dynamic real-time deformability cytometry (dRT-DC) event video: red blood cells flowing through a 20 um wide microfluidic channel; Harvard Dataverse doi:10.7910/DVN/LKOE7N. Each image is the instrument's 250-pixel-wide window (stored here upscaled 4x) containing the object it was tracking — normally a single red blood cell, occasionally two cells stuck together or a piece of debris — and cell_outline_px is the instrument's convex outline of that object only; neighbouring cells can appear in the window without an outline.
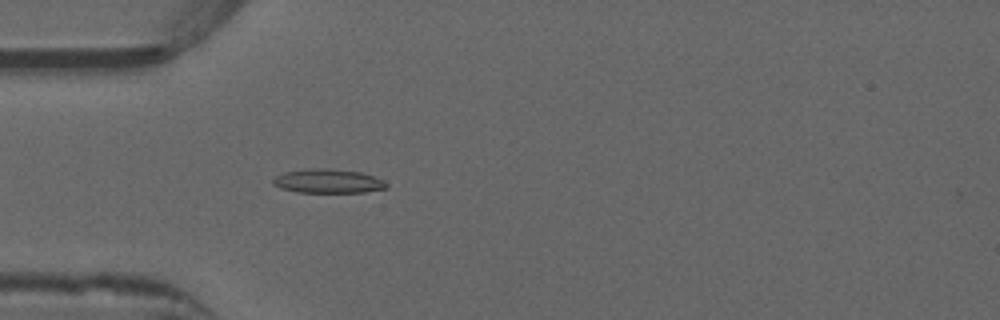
{"species": "common noctule bat (a hibernating species)", "species_latin": "Nyctalus noctula", "temperature_condition": "warm", "stored_images_in_passage": 52, "camera_frame_rate_fps": 3000, "um_per_image_px": 0.085, "animal": {"sex": "male", "forearm_length_mm": 52.5}, "frame": {"image": 1, "passage_image": 16, "time_ms": 5.0, "image_size_px": [1000, 320], "cell_outline_px": [[388, 188], [364, 192], [296, 192], [280, 188], [272, 184], [272, 180], [276, 176], [284, 172], [316, 168], [324, 168], [360, 172], [384, 180], [388, 184]], "centroid_in_image_um": [27.88, 15.4], "position_along_channel_um": 57.1, "area_um2": 15.78}}
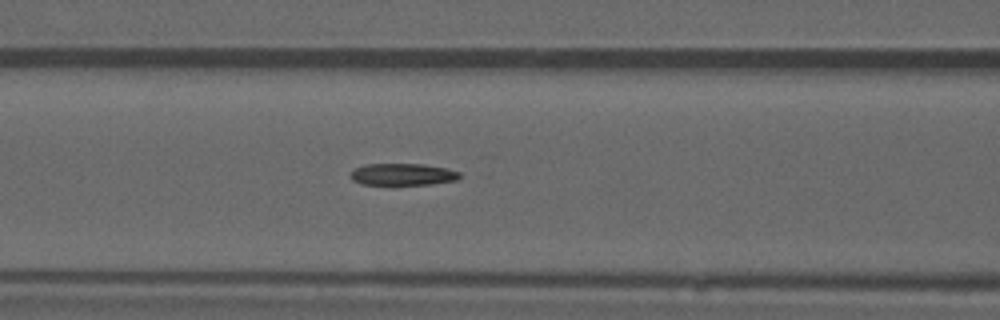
{"frame": {"image": 2, "passage_image": 22, "time_ms": 7.0, "image_size_px": [1000, 320], "cell_outline_px": [[460, 176], [456, 180], [432, 184], [360, 184], [352, 180], [352, 168], [364, 164], [424, 164], [444, 168], [460, 172]], "centroid_in_image_um": [34.2, 14.81], "position_along_channel_um": 132.4, "area_um2": 13.81}}
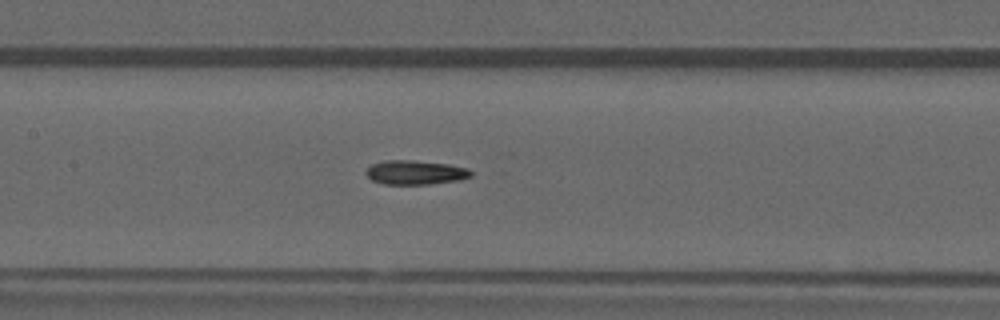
{"frame": {"image": 3, "passage_image": 25, "time_ms": 8.0, "image_size_px": [1000, 320], "cell_outline_px": [[472, 176], [460, 180], [428, 184], [384, 184], [372, 180], [364, 172], [372, 164], [384, 160], [412, 160], [448, 164], [468, 168], [472, 172]], "centroid_in_image_um": [35.31, 14.65], "position_along_channel_um": 172.1, "area_um2": 14.8}, "authors_computed_cell_mechanics": {"area_um2": 14.8546, "velocity_mm_per_s": 3.9719, "shape_relaxation_time_tau1_ms": null, "shape_relaxation_time_tau2_ms": 4.4312, "deformation_change_tau1": null, "deformation_change_tau2": 0.1325}}